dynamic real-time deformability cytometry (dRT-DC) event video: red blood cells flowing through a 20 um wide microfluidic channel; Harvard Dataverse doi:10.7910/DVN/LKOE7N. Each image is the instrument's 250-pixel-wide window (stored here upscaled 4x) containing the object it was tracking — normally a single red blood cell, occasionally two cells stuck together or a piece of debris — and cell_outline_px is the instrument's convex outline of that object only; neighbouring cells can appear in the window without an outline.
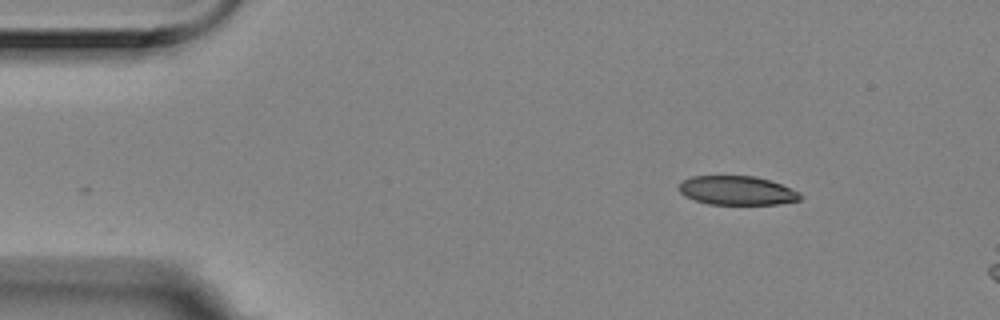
{"species": "Egyptian fruit bat (a non-hibernating species)", "species_latin": "Rousettus aegyptiacus", "temperature_condition": "room temperature", "stored_images_in_passage": 3, "camera_frame_rate_fps": 3000, "um_per_image_px": 0.085, "animal": {"sex": "female"}, "frame": {"image": 1, "passage_image": 3, "time_ms": 0.667, "image_size_px": [1000, 320], "cell_outline_px": [[804, 196], [800, 200], [780, 204], [708, 204], [684, 196], [680, 192], [680, 184], [684, 180], [692, 176], [756, 176], [772, 180], [800, 192]], "centroid_in_image_um": [62.71, 16.19], "position_along_channel_um": 22.3, "area_um2": 20.58}}